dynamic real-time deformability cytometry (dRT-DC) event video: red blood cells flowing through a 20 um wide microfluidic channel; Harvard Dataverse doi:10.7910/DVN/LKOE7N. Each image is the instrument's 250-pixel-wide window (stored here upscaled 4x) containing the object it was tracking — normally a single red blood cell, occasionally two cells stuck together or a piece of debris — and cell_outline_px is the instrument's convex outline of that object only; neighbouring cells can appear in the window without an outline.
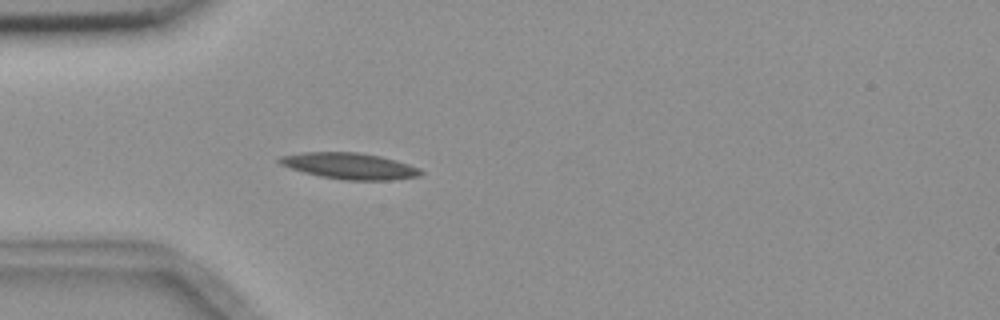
{"species": "common noctule bat (a hibernating species)", "species_latin": "Nyctalus noctula", "temperature_condition": "room temperature", "stored_images_in_passage": 3, "camera_frame_rate_fps": 3000, "um_per_image_px": 0.085, "animal": {"sex": "female", "body_mass_g": 18.4}, "frame": {"image": 1, "passage_image": 3, "time_ms": 3.333, "image_size_px": [1000, 320], "cell_outline_px": [[424, 172], [420, 176], [392, 180], [344, 180], [320, 176], [304, 172], [280, 164], [276, 160], [280, 156], [304, 152], [356, 152], [380, 156], [396, 160], [420, 168]], "centroid_in_image_um": [29.74, 14.11], "position_along_channel_um": 55.3, "area_um2": 21.56}}